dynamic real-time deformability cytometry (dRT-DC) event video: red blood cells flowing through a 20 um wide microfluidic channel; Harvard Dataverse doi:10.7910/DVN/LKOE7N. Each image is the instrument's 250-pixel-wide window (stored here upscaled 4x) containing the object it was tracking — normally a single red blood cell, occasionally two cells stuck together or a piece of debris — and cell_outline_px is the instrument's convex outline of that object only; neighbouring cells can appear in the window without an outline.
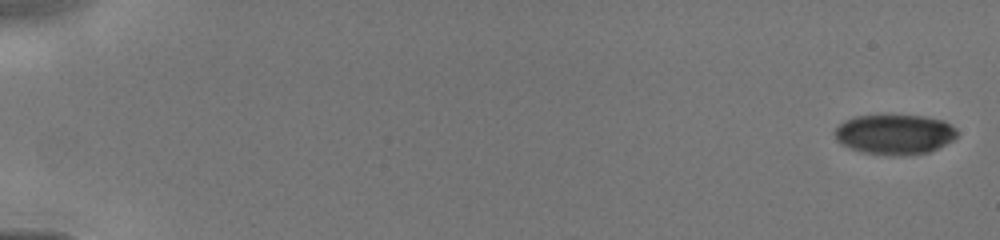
{"species": "human", "species_latin": "Homo sapiens", "temperature_condition": "cold", "stored_images_in_passage": 12, "camera_frame_rate_fps": 3000, "um_per_image_px": 0.085, "donor": {"sex": "male"}, "frame": {"image": 1, "passage_image": 1, "time_ms": 0.0, "image_size_px": [1000, 240], "cell_outline_px": [[956, 136], [952, 140], [928, 152], [904, 156], [892, 156], [860, 152], [848, 148], [840, 144], [836, 140], [832, 132], [844, 120], [852, 116], [924, 116], [944, 120], [956, 128]], "centroid_in_image_um": [75.98, 11.43], "position_along_channel_um": 9.0, "area_um2": 28.73}}